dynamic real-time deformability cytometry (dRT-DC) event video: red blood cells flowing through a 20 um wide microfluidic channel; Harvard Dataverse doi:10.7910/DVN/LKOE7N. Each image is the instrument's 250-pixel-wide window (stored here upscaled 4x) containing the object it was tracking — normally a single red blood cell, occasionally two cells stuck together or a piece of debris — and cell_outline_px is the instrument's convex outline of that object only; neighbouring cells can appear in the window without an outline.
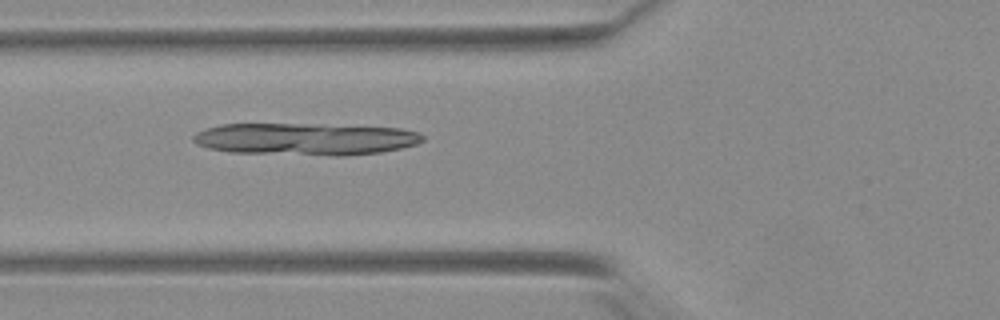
{"species": "Egyptian fruit bat (a non-hibernating species)", "species_latin": "Rousettus aegyptiacus", "temperature_condition": "warm", "stored_images_in_passage": 54, "segment_of_instrument_passage": [2, 3], "camera_frame_rate_fps": 3000, "um_per_image_px": 0.085, "animal": {"sex": "female"}, "frame": {"image": 1, "passage_image": 22, "time_ms": 7.0, "image_size_px": [1000, 320], "cell_outline_px": [[420, 140], [408, 144], [392, 148], [372, 152], [312, 152], [336, 128], [388, 128], [412, 132]], "centroid_in_image_um": [31.03, 11.9], "position_along_channel_um": 94.8, "area_um2": 13.99}}
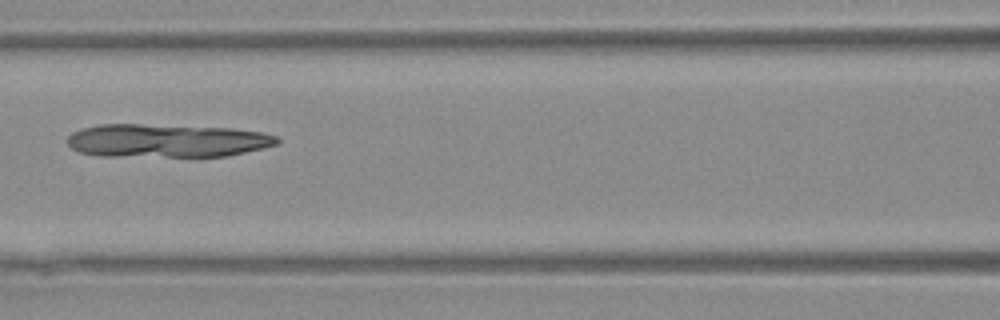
{"frame": {"image": 2, "passage_image": 26, "time_ms": 8.333, "image_size_px": [1000, 320], "cell_outline_px": [[276, 140], [272, 144], [256, 148], [216, 156], [176, 156], [176, 152], [196, 132], [252, 132], [268, 136]], "centroid_in_image_um": [18.9, 12.19], "position_along_channel_um": 147.7, "area_um2": 12.6}}